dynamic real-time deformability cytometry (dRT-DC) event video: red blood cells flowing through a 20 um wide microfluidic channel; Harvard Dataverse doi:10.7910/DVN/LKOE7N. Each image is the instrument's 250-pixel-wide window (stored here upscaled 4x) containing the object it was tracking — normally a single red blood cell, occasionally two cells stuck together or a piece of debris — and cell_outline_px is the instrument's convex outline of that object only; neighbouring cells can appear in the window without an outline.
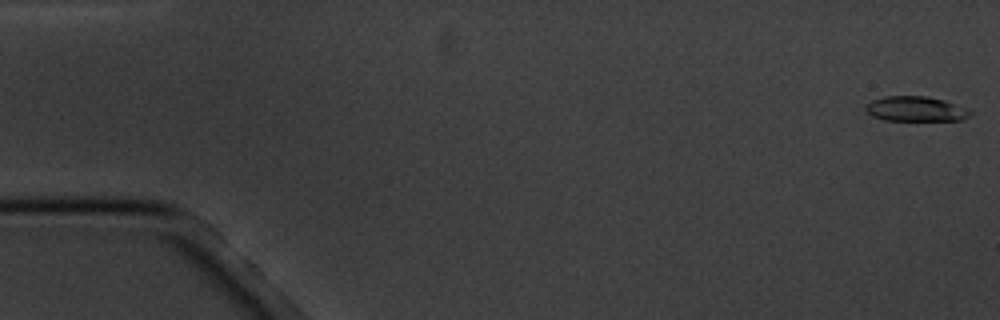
{"species": "common noctule bat (a hibernating species)", "species_latin": "Nyctalus noctula", "temperature_condition": "cold", "stored_images_in_passage": 12, "camera_frame_rate_fps": 3000, "um_per_image_px": 0.085, "animal": {"sex": "male", "body_mass_g": 20.1, "forearm_length_mm": 53.5}, "frame": {"image": 1, "passage_image": 1, "time_ms": 0.0, "image_size_px": [1000, 320], "cell_outline_px": [[972, 112], [964, 120], [884, 120], [872, 116], [864, 108], [872, 100], [884, 96], [928, 96], [944, 100]], "centroid_in_image_um": [77.79, 9.26], "position_along_channel_um": 7.2, "area_um2": 14.97}}
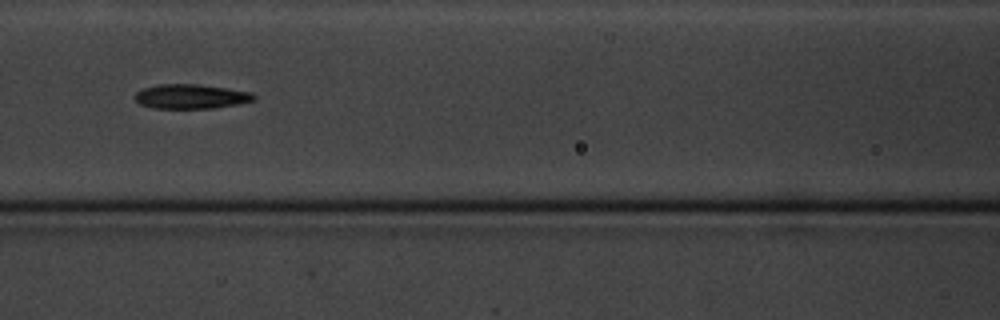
{"frame": {"image": 2, "passage_image": 8, "time_ms": 8.0, "image_size_px": [1000, 320], "cell_outline_px": [[256, 100], [236, 104], [212, 108], [156, 108], [140, 104], [136, 100], [136, 92], [144, 88], [156, 84], [196, 84], [228, 88], [252, 92], [256, 96]], "centroid_in_image_um": [16.26, 8.19], "position_along_channel_um": 150.3, "area_um2": 16.88}}
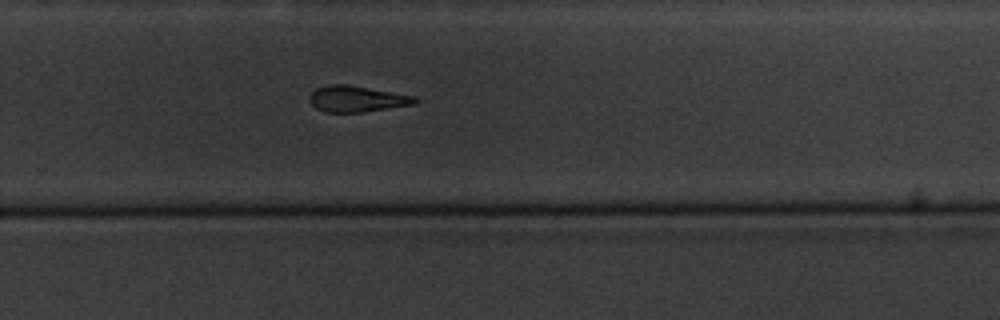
{"frame": {"image": 3, "passage_image": 12, "time_ms": 12.333, "image_size_px": [1000, 320], "cell_outline_px": [[416, 104], [364, 112], [324, 112], [316, 108], [308, 100], [308, 96], [316, 88], [328, 84], [348, 84], [416, 96]], "centroid_in_image_um": [30.31, 8.4], "position_along_channel_um": 299.5, "area_um2": 16.18}}